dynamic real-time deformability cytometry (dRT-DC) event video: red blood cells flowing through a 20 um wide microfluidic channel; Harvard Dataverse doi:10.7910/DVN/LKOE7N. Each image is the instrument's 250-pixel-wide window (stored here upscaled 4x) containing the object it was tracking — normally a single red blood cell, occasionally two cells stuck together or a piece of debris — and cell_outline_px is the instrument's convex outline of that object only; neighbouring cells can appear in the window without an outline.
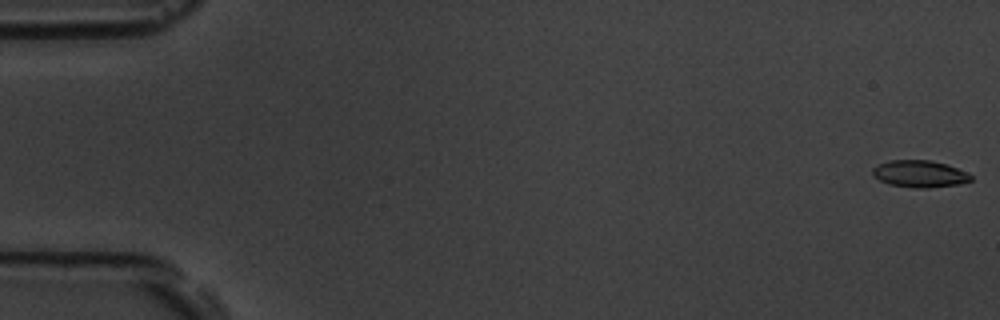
{"species": "common noctule bat (a hibernating species)", "species_latin": "Nyctalus noctula", "temperature_condition": "room temperature", "stored_images_in_passage": 55, "camera_frame_rate_fps": 3000, "um_per_image_px": 0.085, "animal": {"sex": "male", "body_mass_g": 19.5, "forearm_length_mm": 54.6}, "frame": {"image": 1, "passage_image": 1, "time_ms": 0.0, "image_size_px": [1000, 320], "cell_outline_px": [[972, 180], [960, 184], [928, 188], [912, 188], [888, 184], [872, 176], [872, 168], [876, 164], [892, 160], [932, 160], [948, 164], [968, 172], [972, 176]], "centroid_in_image_um": [78.17, 14.77], "position_along_channel_um": 6.8, "area_um2": 15.78}}
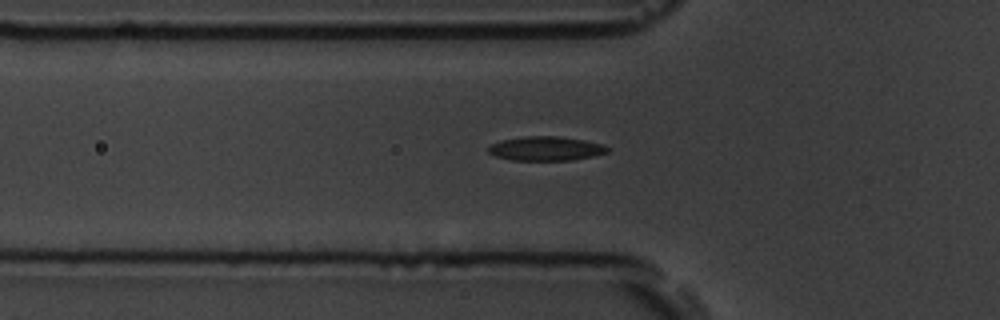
{"frame": {"image": 2, "passage_image": 19, "time_ms": 6.0, "image_size_px": [1000, 320], "cell_outline_px": [[608, 152], [592, 156], [572, 160], [512, 160], [496, 156], [488, 152], [488, 148], [492, 144], [500, 140], [524, 136], [560, 136], [584, 140], [604, 144], [608, 148]], "centroid_in_image_um": [46.4, 12.62], "position_along_channel_um": 79.4, "area_um2": 16.76}}
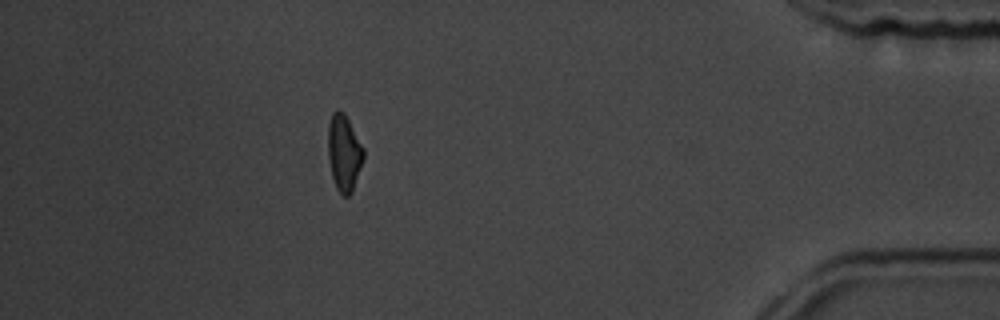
{"frame": {"image": 3, "passage_image": 49, "time_ms": 16.0, "image_size_px": [1000, 320], "cell_outline_px": [[364, 156], [352, 192], [348, 196], [344, 196], [336, 188], [332, 176], [328, 156], [328, 124], [332, 112], [336, 108], [344, 112], [364, 148]], "centroid_in_image_um": [29.23, 12.95], "position_along_channel_um": 406.0, "area_um2": 15.78}, "authors_computed_cell_mechanics": {"area_um2": 15.9528, "velocity_mm_per_s": 3.758, "shape_relaxation_time_tau1_ms": 3.5924, "shape_relaxation_time_tau2_ms": null, "deformation_change_tau1": 0.1131, "deformation_change_tau2": null}}